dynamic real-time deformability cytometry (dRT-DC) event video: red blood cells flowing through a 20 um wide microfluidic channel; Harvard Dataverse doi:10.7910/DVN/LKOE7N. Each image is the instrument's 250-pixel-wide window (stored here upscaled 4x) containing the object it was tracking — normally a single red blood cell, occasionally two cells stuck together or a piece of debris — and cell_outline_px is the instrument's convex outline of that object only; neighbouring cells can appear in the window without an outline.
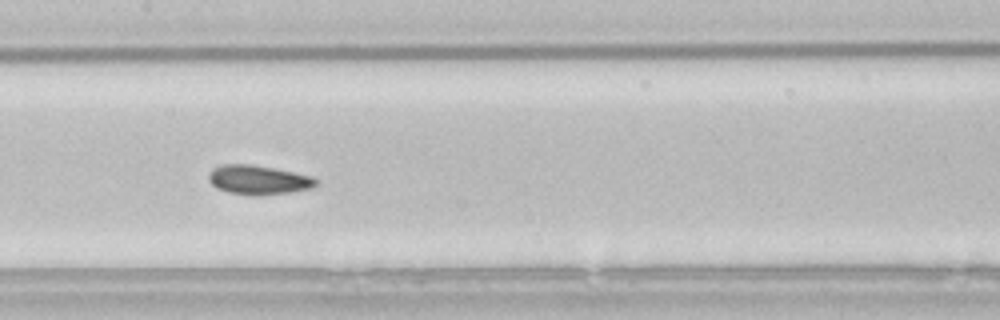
{"species": "common noctule bat (a hibernating species)", "species_latin": "Nyctalus noctula", "temperature_condition": "room temperature", "stored_images_in_passage": 29, "camera_frame_rate_fps": 3000, "um_per_image_px": 0.085, "animal": {"sex": "male", "body_mass_g": 21.5, "forearm_length_mm": 52.0}, "frame": {"image": 1, "passage_image": 13, "time_ms": 4.0, "image_size_px": [1000, 320], "cell_outline_px": [[316, 184], [312, 188], [288, 192], [260, 196], [228, 192], [216, 188], [208, 180], [208, 176], [216, 168], [224, 164], [252, 164], [312, 176], [316, 180]], "centroid_in_image_um": [21.96, 15.3], "position_along_channel_um": 185.4, "area_um2": 17.98}, "authors_computed_cell_mechanics": {"area_um2": 17.9758, "velocity_mm_per_s": 3.796, "shape_relaxation_time_tau1_ms": 3.6315, "shape_relaxation_time_tau2_ms": 3.1165, "deformation_change_tau1": 0.0714, "deformation_change_tau2": 0.0571}}